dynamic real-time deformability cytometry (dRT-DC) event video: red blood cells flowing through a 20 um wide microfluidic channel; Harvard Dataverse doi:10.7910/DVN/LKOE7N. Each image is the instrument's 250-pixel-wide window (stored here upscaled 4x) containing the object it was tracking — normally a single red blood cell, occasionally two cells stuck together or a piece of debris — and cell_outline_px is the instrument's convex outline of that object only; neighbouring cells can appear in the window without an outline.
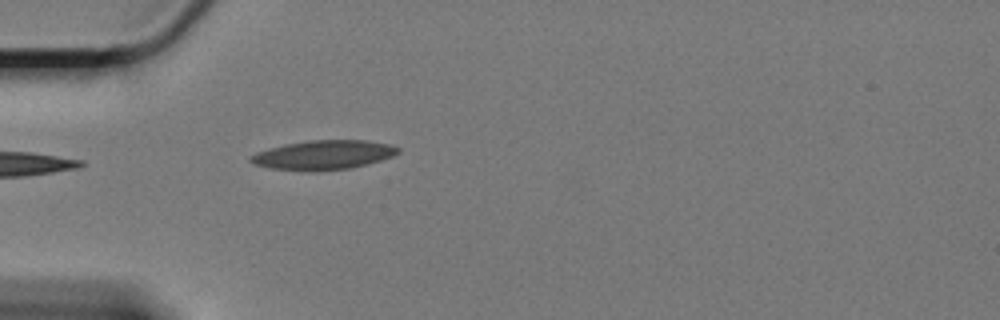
{"species": "Egyptian fruit bat (a non-hibernating species)", "species_latin": "Rousettus aegyptiacus", "temperature_condition": "cold", "stored_images_in_passage": 39, "camera_frame_rate_fps": 3000, "um_per_image_px": 0.085, "animal": {"sex": "female"}, "frame": {"image": 1, "passage_image": 1, "time_ms": 0.0, "image_size_px": [1000, 320], "cell_outline_px": [[400, 152], [392, 156], [380, 160], [352, 168], [272, 168], [252, 164], [248, 160], [248, 156], [256, 152], [284, 144], [308, 140], [364, 140], [388, 144], [400, 148]], "centroid_in_image_um": [27.49, 13.12], "position_along_channel_um": 57.5, "area_um2": 24.16}}